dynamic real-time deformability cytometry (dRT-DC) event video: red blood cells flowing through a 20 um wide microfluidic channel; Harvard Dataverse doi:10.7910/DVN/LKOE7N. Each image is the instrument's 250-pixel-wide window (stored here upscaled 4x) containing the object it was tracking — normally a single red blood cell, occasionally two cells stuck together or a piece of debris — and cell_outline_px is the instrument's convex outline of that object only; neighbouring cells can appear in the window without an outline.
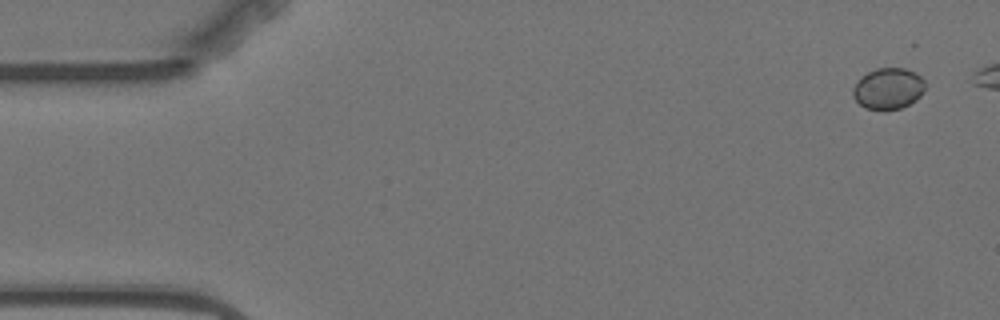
{"species": "Egyptian fruit bat (a non-hibernating species)", "species_latin": "Rousettus aegyptiacus", "temperature_condition": "warm", "stored_images_in_passage": 6, "camera_frame_rate_fps": 3000, "um_per_image_px": 0.085, "animal": {"sex": "female"}, "frame": {"image": 1, "passage_image": 1, "time_ms": 0.0, "image_size_px": [1000, 320], "cell_outline_px": [[924, 92], [916, 100], [900, 108], [884, 112], [864, 108], [852, 96], [852, 88], [856, 80], [860, 76], [876, 68], [904, 68], [916, 72], [924, 80]], "centroid_in_image_um": [75.46, 7.54], "position_along_channel_um": 9.5, "area_um2": 17.8}}
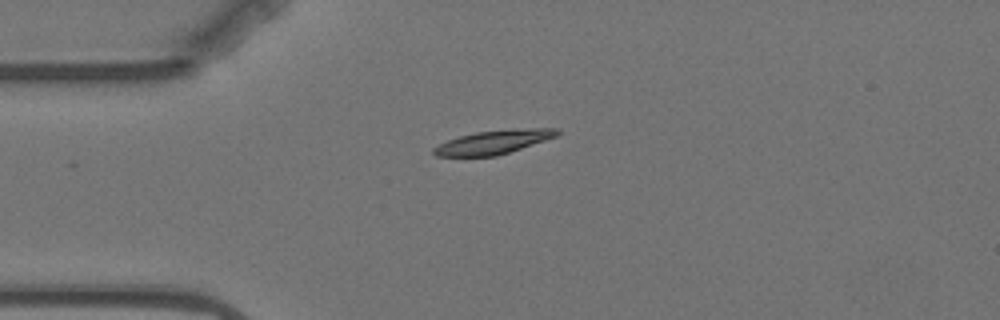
{"frame": {"image": 2, "passage_image": 6, "time_ms": 6.0, "image_size_px": [1000, 320], "cell_outline_px": [[560, 132], [556, 136], [496, 156], [436, 156], [432, 152], [432, 148], [448, 140], [460, 136], [476, 132], [516, 128], [556, 128]], "centroid_in_image_um": [41.92, 12.07], "position_along_channel_um": 43.1, "area_um2": 16.82}}